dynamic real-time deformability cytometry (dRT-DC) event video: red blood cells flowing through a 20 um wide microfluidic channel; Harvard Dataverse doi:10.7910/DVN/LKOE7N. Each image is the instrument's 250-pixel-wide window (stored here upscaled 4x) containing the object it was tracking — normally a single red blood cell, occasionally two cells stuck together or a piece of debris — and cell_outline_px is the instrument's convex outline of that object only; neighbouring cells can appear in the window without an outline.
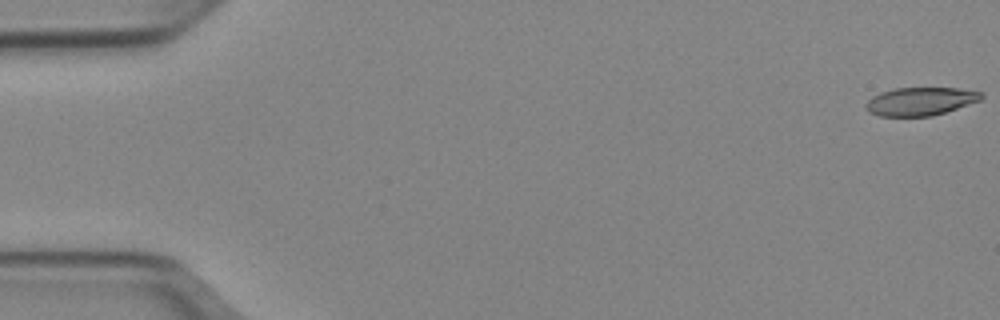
{"species": "Egyptian fruit bat (a non-hibernating species)", "species_latin": "Rousettus aegyptiacus", "temperature_condition": "cold", "stored_images_in_passage": 9, "camera_frame_rate_fps": 3000, "um_per_image_px": 0.085, "animal": {"sex": "female"}, "frame": {"image": 1, "passage_image": 1, "time_ms": 0.0, "image_size_px": [1000, 320], "cell_outline_px": [[984, 96], [980, 100], [932, 116], [880, 116], [868, 112], [864, 108], [864, 104], [872, 96], [880, 92], [896, 88], [956, 88], [984, 92]], "centroid_in_image_um": [78.19, 8.61], "position_along_channel_um": 6.8, "area_um2": 18.96}}